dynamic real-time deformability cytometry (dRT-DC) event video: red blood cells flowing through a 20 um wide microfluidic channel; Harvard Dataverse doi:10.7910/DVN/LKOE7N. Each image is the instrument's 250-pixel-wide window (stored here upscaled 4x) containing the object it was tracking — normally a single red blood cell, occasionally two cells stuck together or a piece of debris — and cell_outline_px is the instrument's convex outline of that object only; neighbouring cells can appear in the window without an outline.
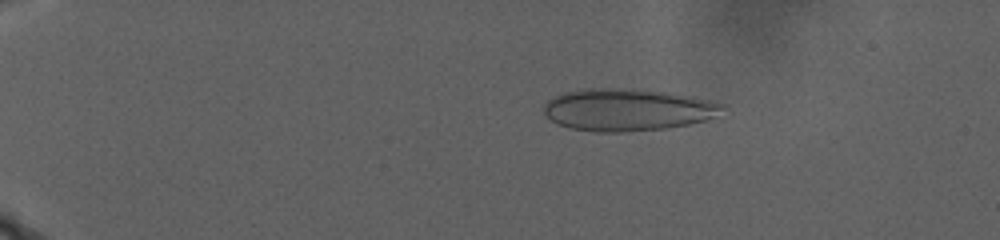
{"species": "human", "species_latin": "Homo sapiens", "temperature_condition": "warm", "stored_images_in_passage": 110, "camera_frame_rate_fps": 3000, "um_per_image_px": 0.085, "donor": {"sex": "male"}, "frame": {"image": 1, "passage_image": 23, "time_ms": 7.333, "image_size_px": [1000, 240], "cell_outline_px": [[724, 108], [708, 120], [688, 124], [664, 128], [624, 132], [596, 132], [568, 128], [552, 120], [544, 112], [544, 104], [548, 100], [564, 92], [584, 88], [616, 88], [664, 92], [692, 96], [724, 104]], "centroid_in_image_um": [53.31, 9.33], "position_along_channel_um": 31.7, "area_um2": 43.52}}
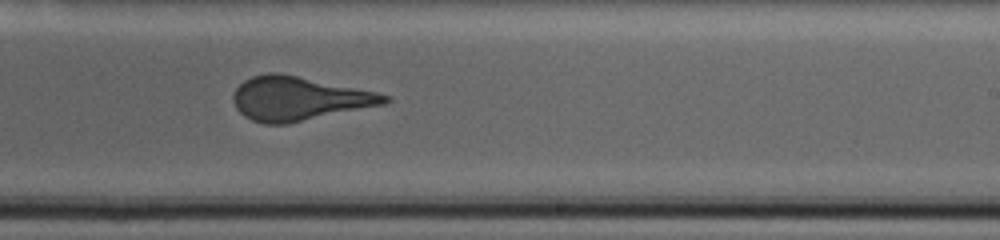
{"frame": {"image": 2, "passage_image": 74, "time_ms": 24.333, "image_size_px": [1000, 240], "cell_outline_px": [[392, 100], [384, 104], [288, 124], [264, 124], [252, 120], [244, 116], [236, 108], [232, 100], [232, 96], [236, 88], [244, 80], [252, 76], [268, 72], [276, 72], [376, 92], [392, 96]], "centroid_in_image_um": [25.37, 8.39], "position_along_channel_um": 263.6, "area_um2": 38.49}}
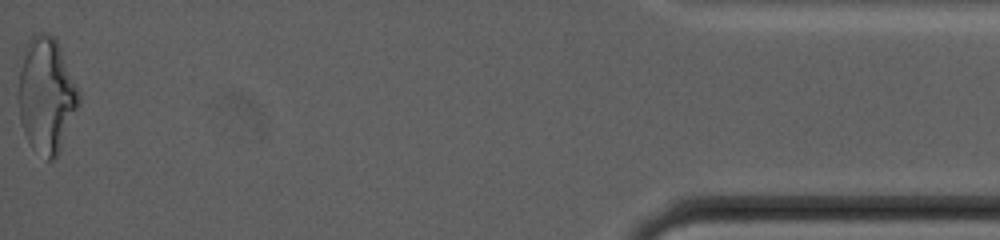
{"frame": {"image": 3, "passage_image": 110, "time_ms": 36.333, "image_size_px": [1000, 240], "cell_outline_px": [[80, 104], [60, 152], [56, 160], [48, 160], [32, 148], [24, 132], [20, 120], [20, 68], [28, 40], [36, 32], [44, 32], [56, 36], [80, 92]], "centroid_in_image_um": [3.99, 8.1], "position_along_channel_um": 431.2, "area_um2": 40.69}}